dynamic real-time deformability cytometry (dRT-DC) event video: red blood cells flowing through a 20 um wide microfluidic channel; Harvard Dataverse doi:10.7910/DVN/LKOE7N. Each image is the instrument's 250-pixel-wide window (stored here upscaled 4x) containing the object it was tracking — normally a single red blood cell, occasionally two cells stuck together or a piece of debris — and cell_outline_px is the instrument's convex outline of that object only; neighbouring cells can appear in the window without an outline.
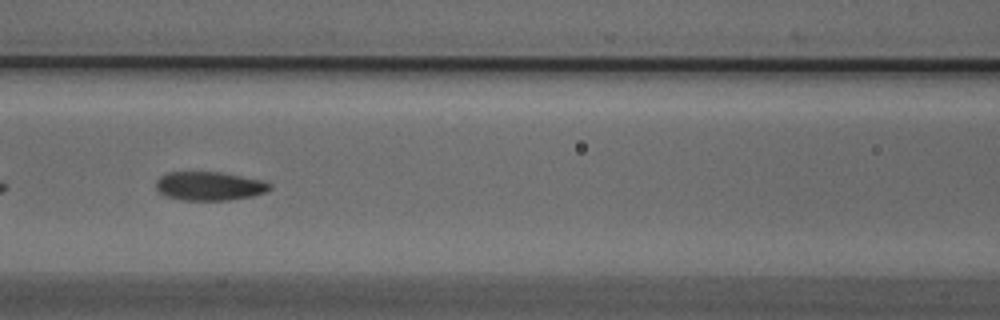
{"species": "Egyptian fruit bat (a non-hibernating species)", "species_latin": "Rousettus aegyptiacus", "temperature_condition": "cold", "stored_images_in_passage": 30, "camera_frame_rate_fps": 3000, "um_per_image_px": 0.085, "animal": {"sex": "male"}, "frame": {"image": 1, "passage_image": 9, "time_ms": 2.667, "image_size_px": [1000, 320], "cell_outline_px": [[272, 188], [268, 192], [252, 196], [228, 200], [184, 200], [168, 196], [160, 192], [156, 188], [156, 180], [160, 176], [168, 172], [220, 172], [264, 180], [272, 184]], "centroid_in_image_um": [17.85, 15.81], "position_along_channel_um": 148.8, "area_um2": 19.13}, "authors_computed_cell_mechanics": {"area_um2": 19.2474, "velocity_mm_per_s": 3.7889, "shape_relaxation_time_tau1_ms": 4.5459, "shape_relaxation_time_tau2_ms": 1.375, "deformation_change_tau1": 0.1414, "deformation_change_tau2": 0.0451}}